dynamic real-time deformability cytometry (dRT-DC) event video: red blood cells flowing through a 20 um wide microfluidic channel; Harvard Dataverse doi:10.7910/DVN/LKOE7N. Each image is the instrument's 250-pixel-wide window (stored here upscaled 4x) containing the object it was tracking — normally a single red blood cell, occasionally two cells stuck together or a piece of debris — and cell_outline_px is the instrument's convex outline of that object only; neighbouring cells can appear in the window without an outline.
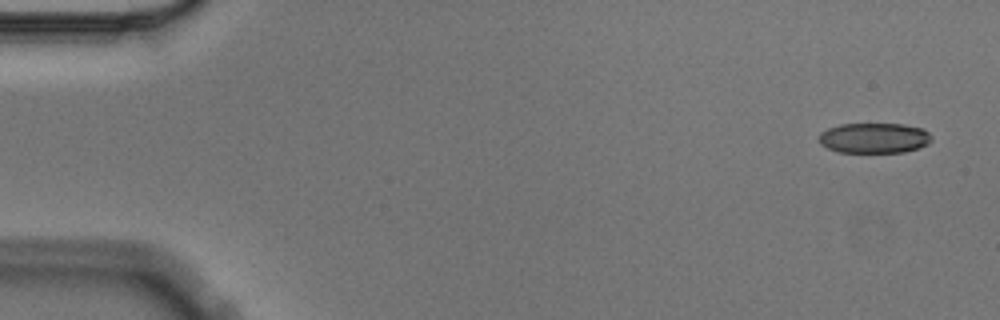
{"species": "Egyptian fruit bat (a non-hibernating species)", "species_latin": "Rousettus aegyptiacus", "temperature_condition": "cold", "stored_images_in_passage": 5, "camera_frame_rate_fps": 3000, "um_per_image_px": 0.085, "animal": {"sex": "male"}, "frame": {"image": 1, "passage_image": 1, "time_ms": 0.0, "image_size_px": [1000, 320], "cell_outline_px": [[932, 140], [928, 144], [904, 152], [836, 152], [820, 144], [820, 132], [828, 128], [840, 124], [904, 124], [924, 128], [932, 136]], "centroid_in_image_um": [74.32, 11.72], "position_along_channel_um": 10.7, "area_um2": 19.94}}
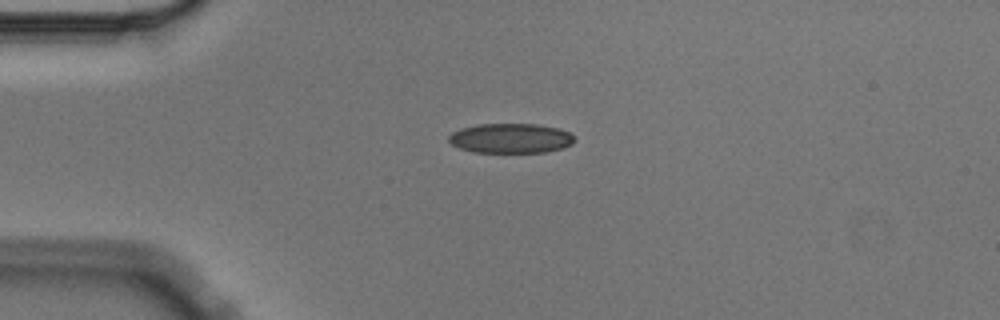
{"frame": {"image": 2, "passage_image": 4, "time_ms": 1.0, "image_size_px": [1000, 320], "cell_outline_px": [[576, 140], [572, 144], [564, 148], [544, 152], [472, 152], [460, 148], [452, 144], [448, 140], [448, 136], [452, 132], [460, 128], [480, 124], [536, 124], [556, 128], [568, 132]], "centroid_in_image_um": [43.39, 11.75], "position_along_channel_um": 41.6, "area_um2": 21.73}}